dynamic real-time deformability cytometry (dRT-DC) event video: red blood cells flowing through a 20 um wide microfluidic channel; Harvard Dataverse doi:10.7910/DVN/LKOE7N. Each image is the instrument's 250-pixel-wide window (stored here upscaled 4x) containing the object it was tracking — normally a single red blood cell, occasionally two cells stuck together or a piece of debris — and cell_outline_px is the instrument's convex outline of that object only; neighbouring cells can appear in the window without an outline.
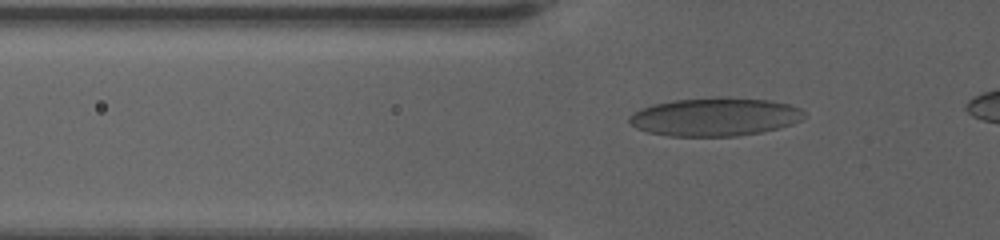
{"species": "human", "species_latin": "Homo sapiens", "temperature_condition": "warm", "stored_images_in_passage": 42, "camera_frame_rate_fps": 3000, "um_per_image_px": 0.085, "donor": {"sex": "female"}, "frame": {"image": 1, "passage_image": 9, "time_ms": 2.667, "image_size_px": [1000, 240], "cell_outline_px": [[808, 116], [804, 120], [780, 128], [760, 132], [736, 136], [668, 136], [648, 132], [636, 128], [628, 124], [628, 116], [640, 108], [652, 104], [672, 100], [716, 96], [728, 96], [772, 100], [788, 104], [800, 108]], "centroid_in_image_um": [60.78, 9.91], "position_along_channel_um": 65.0, "area_um2": 39.94}}
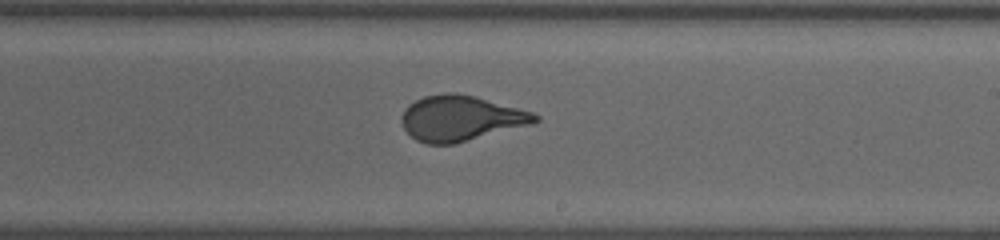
{"frame": {"image": 2, "passage_image": 25, "time_ms": 8.0, "image_size_px": [1000, 240], "cell_outline_px": [[540, 120], [528, 124], [456, 144], [428, 144], [416, 140], [404, 128], [400, 120], [404, 108], [408, 104], [424, 96], [448, 92], [456, 92], [476, 96], [532, 112], [540, 116]], "centroid_in_image_um": [39.12, 10.04], "position_along_channel_um": 249.9, "area_um2": 35.14}}
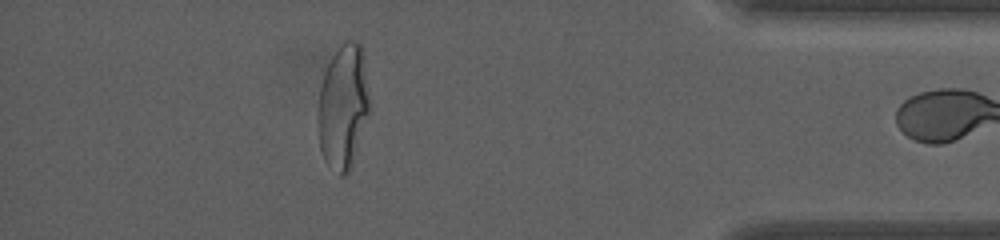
{"frame": {"image": 3, "passage_image": 41, "time_ms": 13.333, "image_size_px": [1000, 240], "cell_outline_px": [[372, 112], [348, 176], [340, 176], [324, 160], [320, 148], [316, 120], [320, 88], [328, 64], [332, 56], [340, 44], [344, 40], [356, 40], [364, 48]], "centroid_in_image_um": [29.22, 9.07], "position_along_channel_um": 406.0, "area_um2": 39.02}}